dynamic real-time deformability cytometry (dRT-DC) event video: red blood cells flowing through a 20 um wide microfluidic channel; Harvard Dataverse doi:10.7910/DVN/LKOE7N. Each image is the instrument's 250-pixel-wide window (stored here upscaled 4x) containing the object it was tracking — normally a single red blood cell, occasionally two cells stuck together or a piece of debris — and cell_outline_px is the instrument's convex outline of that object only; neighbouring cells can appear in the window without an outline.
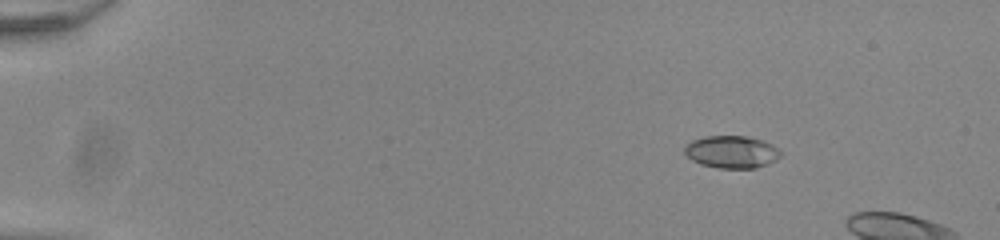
{"species": "common noctule bat (a hibernating species)", "species_latin": "Nyctalus noctula", "temperature_condition": "room temperature", "stored_images_in_passage": 10, "camera_frame_rate_fps": 3000, "um_per_image_px": 0.085, "animal": {"sex": "male", "body_mass_g": 20.0, "forearm_length_mm": 53.3}, "frame": {"image": 1, "passage_image": 4, "time_ms": 1.0, "image_size_px": [1000, 240], "cell_outline_px": [[784, 152], [776, 160], [768, 164], [756, 168], [716, 168], [700, 164], [692, 160], [684, 152], [684, 148], [692, 140], [704, 136], [748, 136], [764, 140], [772, 144]], "centroid_in_image_um": [62.23, 12.91], "position_along_channel_um": 22.8, "area_um2": 18.38}}